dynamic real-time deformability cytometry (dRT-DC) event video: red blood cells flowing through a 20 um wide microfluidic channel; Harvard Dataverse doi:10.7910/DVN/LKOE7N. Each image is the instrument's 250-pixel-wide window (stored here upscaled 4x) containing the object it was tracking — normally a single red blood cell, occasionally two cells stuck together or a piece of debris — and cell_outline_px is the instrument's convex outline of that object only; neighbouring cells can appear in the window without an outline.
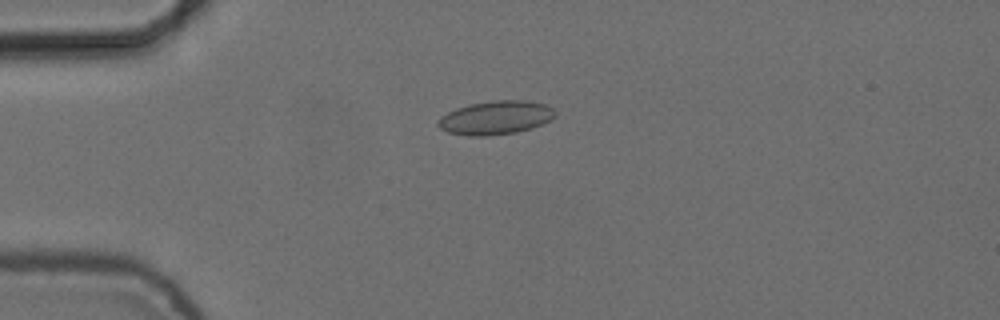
{"species": "common noctule bat (a hibernating species)", "species_latin": "Nyctalus noctula", "temperature_condition": "cold", "stored_images_in_passage": 50, "camera_frame_rate_fps": 3000, "um_per_image_px": 0.085, "animal": {"sex": "female", "body_mass_g": 24.6, "forearm_length_mm": 56.2}, "frame": {"image": 1, "passage_image": 8, "time_ms": 2.333, "image_size_px": [1000, 320], "cell_outline_px": [[556, 116], [552, 120], [532, 128], [516, 132], [488, 136], [468, 136], [448, 132], [440, 128], [436, 124], [436, 120], [440, 116], [456, 108], [468, 104], [492, 100], [524, 100], [544, 104], [552, 108], [556, 112]], "centroid_in_image_um": [42.11, 10.0], "position_along_channel_um": 42.9, "area_um2": 23.24}}
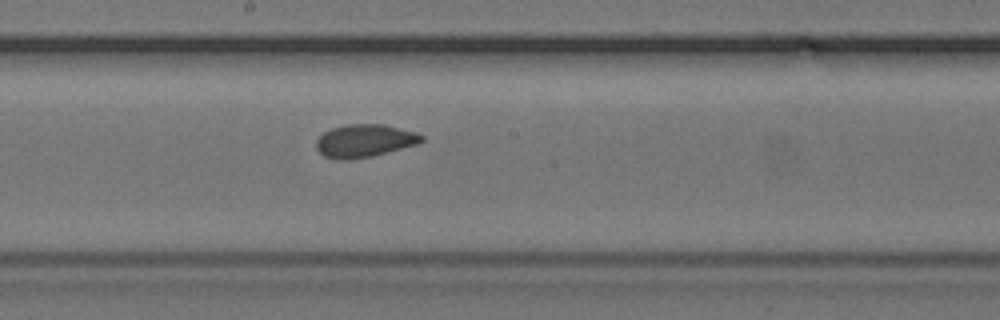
{"frame": {"image": 2, "passage_image": 24, "time_ms": 7.667, "image_size_px": [1000, 320], "cell_outline_px": [[424, 140], [420, 144], [372, 156], [348, 160], [336, 160], [324, 156], [316, 148], [316, 140], [324, 132], [332, 128], [348, 124], [384, 124], [416, 132], [424, 136]], "centroid_in_image_um": [31.01, 11.97], "position_along_channel_um": 217.2, "area_um2": 20.35}}
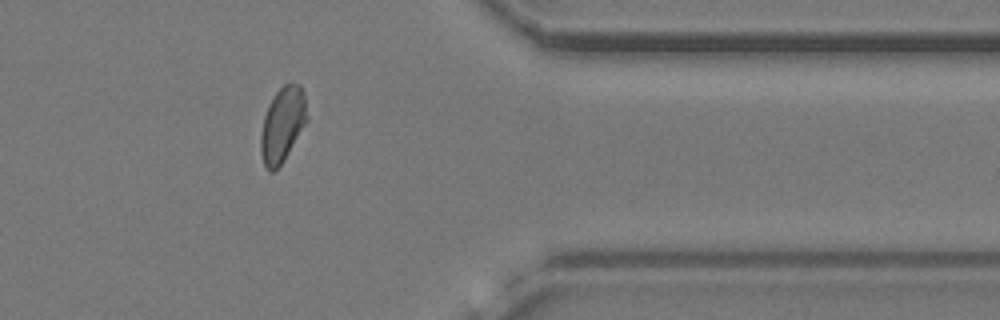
{"frame": {"image": 3, "passage_image": 39, "time_ms": 12.667, "image_size_px": [1000, 320], "cell_outline_px": [[308, 120], [284, 160], [272, 172], [268, 172], [264, 164], [260, 152], [260, 136], [264, 116], [268, 104], [276, 92], [284, 84], [300, 84], [304, 96], [308, 116]], "centroid_in_image_um": [24.0, 10.6], "position_along_channel_um": 387.4, "area_um2": 20.11}, "authors_computed_cell_mechanics": {"area_um2": 20.2589, "velocity_mm_per_s": 3.727, "shape_relaxation_time_tau1_ms": null, "shape_relaxation_time_tau2_ms": 2.0322, "deformation_change_tau1": null, "deformation_change_tau2": 0.053}}